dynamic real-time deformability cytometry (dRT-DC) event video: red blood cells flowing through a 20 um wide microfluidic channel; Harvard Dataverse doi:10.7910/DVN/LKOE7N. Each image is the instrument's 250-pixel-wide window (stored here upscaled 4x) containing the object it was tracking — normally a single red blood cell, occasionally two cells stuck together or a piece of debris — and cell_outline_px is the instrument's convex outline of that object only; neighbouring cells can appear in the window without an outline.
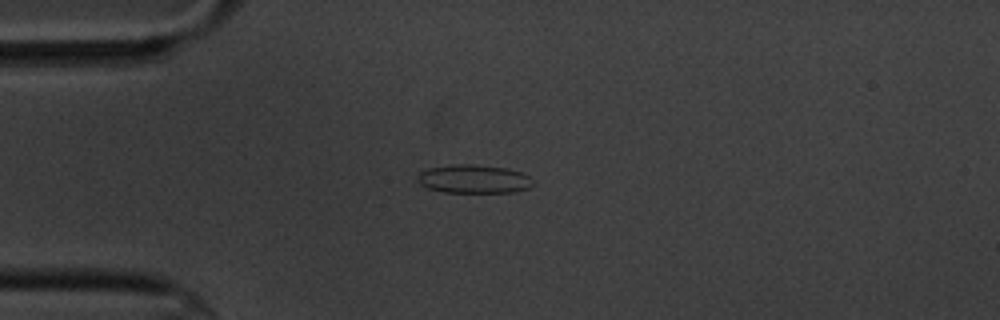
{"species": "common noctule bat (a hibernating species)", "species_latin": "Nyctalus noctula", "temperature_condition": "cold", "stored_images_in_passage": 10, "camera_frame_rate_fps": 3000, "um_per_image_px": 0.085, "animal": {"sex": "male", "body_mass_g": 20.1, "forearm_length_mm": 53.5}, "frame": {"image": 1, "passage_image": 5, "time_ms": 4.667, "image_size_px": [1000, 320], "cell_outline_px": [[536, 184], [528, 188], [512, 192], [444, 192], [428, 188], [420, 184], [416, 176], [420, 172], [428, 168], [456, 164], [468, 164], [508, 168], [520, 172], [528, 176]], "centroid_in_image_um": [40.27, 15.21], "position_along_channel_um": 44.7, "area_um2": 19.13}}
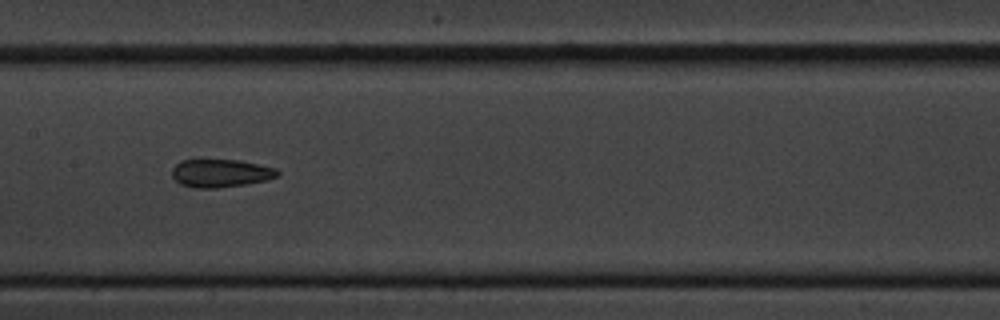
{"frame": {"image": 2, "passage_image": 9, "time_ms": 9.333, "image_size_px": [1000, 320], "cell_outline_px": [[280, 172], [276, 176], [268, 180], [244, 184], [216, 188], [192, 188], [180, 184], [172, 176], [172, 168], [180, 160], [200, 156], [240, 160], [276, 168]], "centroid_in_image_um": [18.68, 14.66], "position_along_channel_um": 188.7, "area_um2": 18.09}}
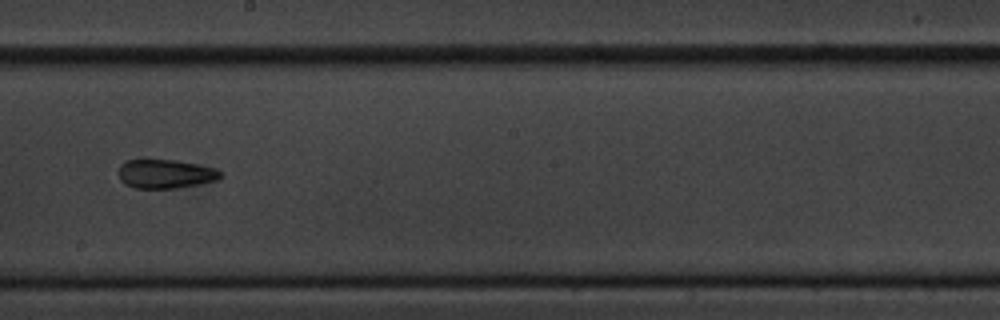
{"frame": {"image": 3, "passage_image": 10, "time_ms": 10.667, "image_size_px": [1000, 320], "cell_outline_px": [[224, 176], [216, 180], [200, 184], [176, 188], [136, 188], [124, 184], [120, 180], [120, 164], [128, 160], [140, 156], [176, 160], [216, 168], [224, 172]], "centroid_in_image_um": [14.06, 14.73], "position_along_channel_um": 234.1, "area_um2": 17.92}}